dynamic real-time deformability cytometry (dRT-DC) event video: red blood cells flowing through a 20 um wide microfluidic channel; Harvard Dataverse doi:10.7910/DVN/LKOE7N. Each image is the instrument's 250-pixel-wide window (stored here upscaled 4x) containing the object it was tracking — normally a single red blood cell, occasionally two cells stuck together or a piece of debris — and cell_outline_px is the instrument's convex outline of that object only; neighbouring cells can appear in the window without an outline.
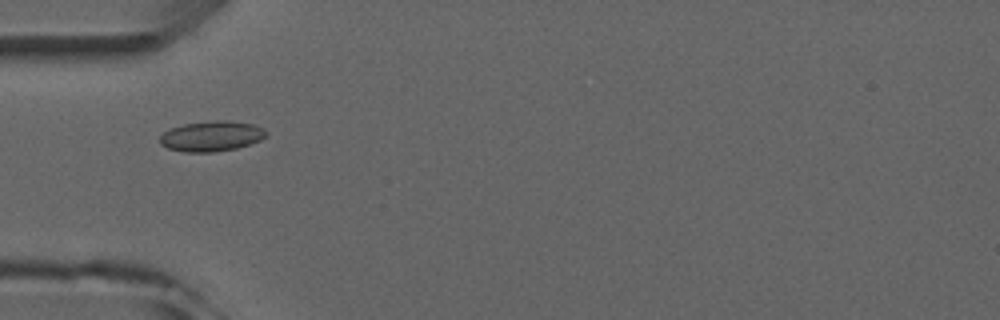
{"species": "common noctule bat (a hibernating species)", "species_latin": "Nyctalus noctula", "temperature_condition": "room temperature", "stored_images_in_passage": 7, "camera_frame_rate_fps": 3000, "um_per_image_px": 0.085, "animal": {"sex": "male", "forearm_length_mm": 52.5}, "frame": {"image": 1, "passage_image": 5, "time_ms": 4.333, "image_size_px": [1000, 320], "cell_outline_px": [[268, 132], [260, 140], [236, 148], [212, 152], [184, 152], [168, 148], [160, 144], [160, 136], [164, 132], [172, 128], [184, 124], [216, 120], [228, 120], [252, 124], [264, 128]], "centroid_in_image_um": [17.97, 11.57], "position_along_channel_um": 67.0, "area_um2": 18.61}}
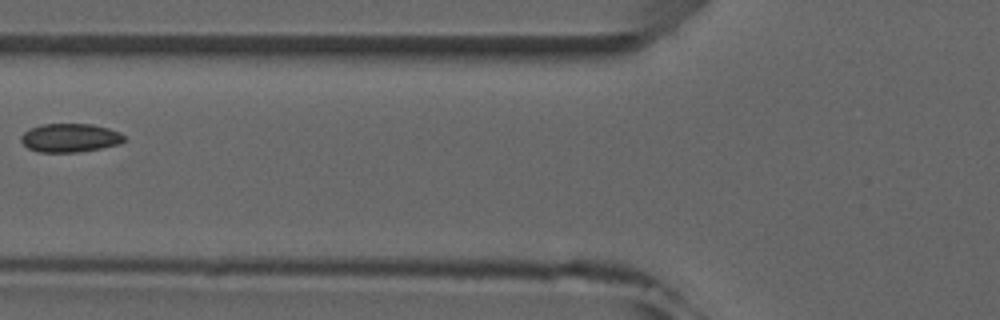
{"frame": {"image": 2, "passage_image": 6, "time_ms": 5.667, "image_size_px": [1000, 320], "cell_outline_px": [[124, 140], [120, 144], [100, 148], [76, 152], [40, 152], [28, 148], [20, 140], [20, 136], [28, 128], [40, 124], [92, 124], [108, 128], [120, 132], [124, 136]], "centroid_in_image_um": [5.92, 11.7], "position_along_channel_um": 119.9, "area_um2": 17.22}}
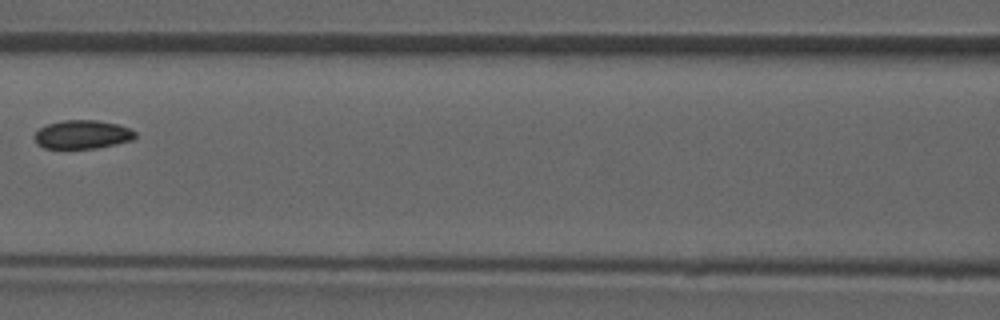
{"frame": {"image": 3, "passage_image": 7, "time_ms": 6.667, "image_size_px": [1000, 320], "cell_outline_px": [[136, 136], [132, 140], [116, 144], [96, 148], [44, 148], [36, 144], [36, 132], [40, 128], [48, 124], [64, 120], [96, 120], [116, 124], [128, 128], [136, 132]], "centroid_in_image_um": [7.01, 11.43], "position_along_channel_um": 159.6, "area_um2": 16.59}}